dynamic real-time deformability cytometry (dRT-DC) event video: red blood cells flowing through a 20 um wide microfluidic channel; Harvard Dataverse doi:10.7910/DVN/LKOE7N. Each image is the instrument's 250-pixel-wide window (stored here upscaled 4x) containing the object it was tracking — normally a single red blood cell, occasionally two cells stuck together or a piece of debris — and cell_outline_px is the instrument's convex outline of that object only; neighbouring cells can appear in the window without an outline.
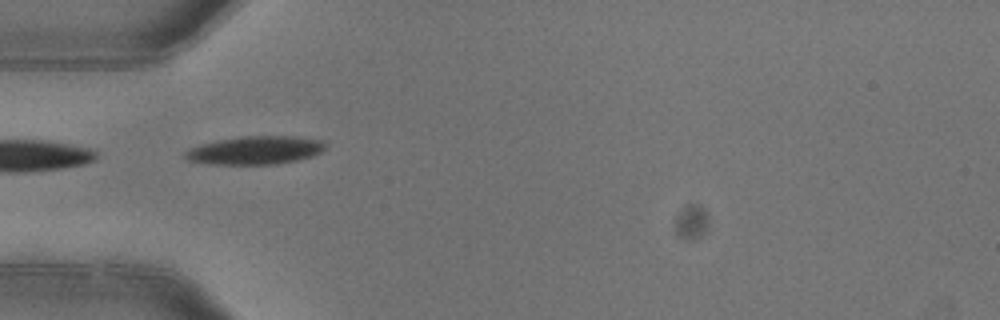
{"species": "common noctule bat (a hibernating species)", "species_latin": "Nyctalus noctula", "temperature_condition": "warm", "stored_images_in_passage": 4, "camera_frame_rate_fps": 3000, "um_per_image_px": 0.085, "animal": {"sex": "female"}, "frame": {"image": 1, "passage_image": 1, "time_ms": 0.0, "image_size_px": [1000, 320], "cell_outline_px": [[328, 144], [320, 152], [312, 156], [296, 160], [276, 164], [208, 164], [188, 160], [184, 156], [184, 152], [188, 148], [200, 144], [216, 140], [244, 136], [300, 136], [324, 140]], "centroid_in_image_um": [21.7, 12.76], "position_along_channel_um": 63.3, "area_um2": 23.29}}